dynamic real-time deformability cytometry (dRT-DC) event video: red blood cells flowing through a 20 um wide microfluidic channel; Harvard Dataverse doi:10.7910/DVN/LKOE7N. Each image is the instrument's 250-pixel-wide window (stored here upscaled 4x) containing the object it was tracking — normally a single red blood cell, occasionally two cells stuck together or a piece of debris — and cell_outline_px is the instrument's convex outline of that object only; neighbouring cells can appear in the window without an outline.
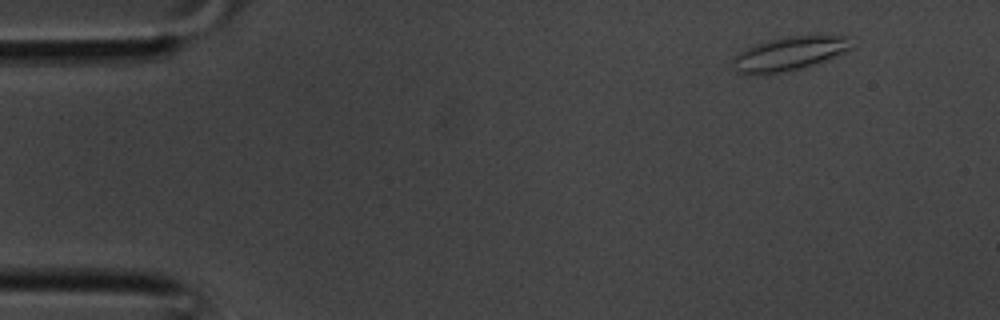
{"species": "common noctule bat (a hibernating species)", "species_latin": "Nyctalus noctula", "temperature_condition": "room temperature", "stored_images_in_passage": 34, "camera_frame_rate_fps": 3000, "um_per_image_px": 0.085, "animal": {"sex": "male", "body_mass_g": 20.1, "forearm_length_mm": 53.5}, "frame": {"image": 1, "passage_image": 1, "time_ms": 0.0, "image_size_px": [1000, 320], "cell_outline_px": [[852, 48], [844, 52], [812, 64], [796, 68], [776, 72], [736, 72], [732, 64], [732, 60], [740, 52], [756, 44], [768, 40], [796, 36], [852, 36]], "centroid_in_image_um": [67.14, 4.51], "position_along_channel_um": 17.9, "area_um2": 22.14}}
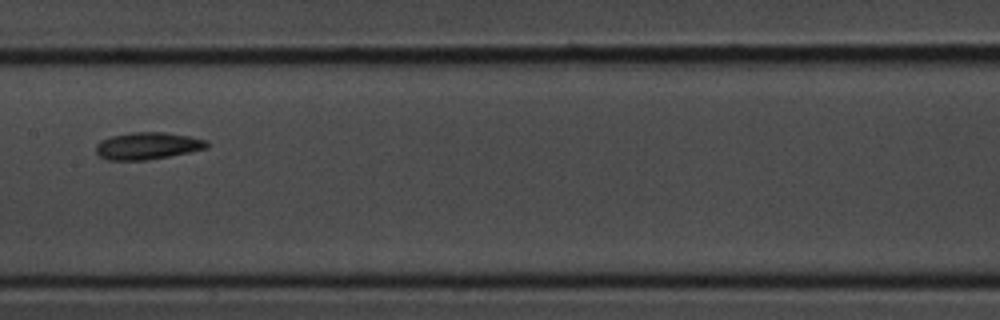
{"frame": {"image": 2, "passage_image": 16, "time_ms": 5.0, "image_size_px": [1000, 320], "cell_outline_px": [[208, 148], [148, 160], [108, 160], [100, 156], [96, 152], [96, 144], [100, 140], [112, 136], [132, 132], [164, 132], [188, 136], [208, 140]], "centroid_in_image_um": [12.53, 12.39], "position_along_channel_um": 194.9, "area_um2": 17.46}}
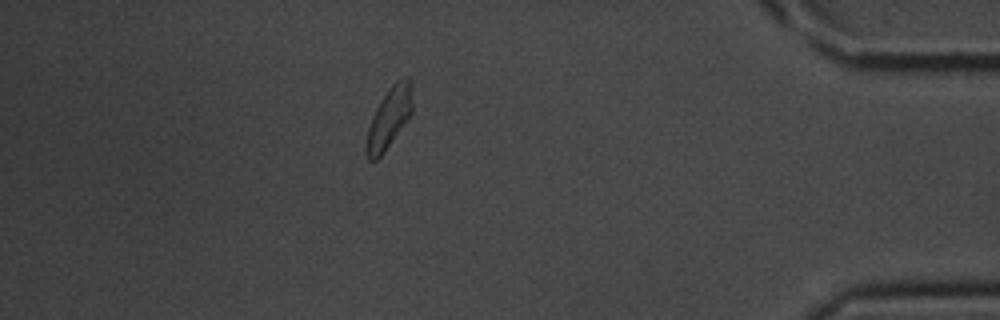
{"frame": {"image": 3, "passage_image": 30, "time_ms": 9.667, "image_size_px": [1000, 320], "cell_outline_px": [[412, 112], [384, 152], [376, 160], [368, 160], [364, 152], [364, 148], [368, 128], [372, 116], [380, 100], [388, 88], [396, 80], [408, 76], [412, 92]], "centroid_in_image_um": [33.04, 10.03], "position_along_channel_um": 402.2, "area_um2": 16.24}}